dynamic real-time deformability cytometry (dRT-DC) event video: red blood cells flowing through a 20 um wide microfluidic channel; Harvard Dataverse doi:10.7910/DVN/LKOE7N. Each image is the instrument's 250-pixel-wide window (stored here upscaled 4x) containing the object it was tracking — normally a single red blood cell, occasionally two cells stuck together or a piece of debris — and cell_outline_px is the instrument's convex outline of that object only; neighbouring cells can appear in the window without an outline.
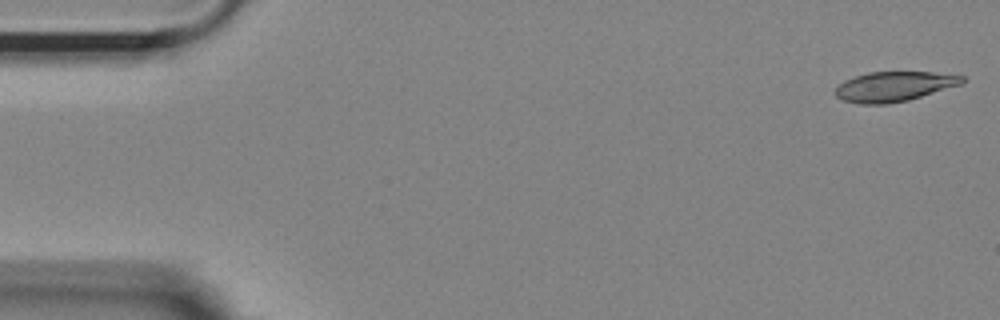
{"species": "Egyptian fruit bat (a non-hibernating species)", "species_latin": "Rousettus aegyptiacus", "temperature_condition": "room temperature", "stored_images_in_passage": 10, "camera_frame_rate_fps": 3000, "um_per_image_px": 0.085, "animal": {"sex": "female"}, "frame": {"image": 1, "passage_image": 1, "time_ms": 0.0, "image_size_px": [1000, 320], "cell_outline_px": [[964, 84], [908, 100], [888, 104], [860, 104], [844, 100], [836, 96], [836, 88], [844, 80], [868, 72], [932, 72], [964, 76]], "centroid_in_image_um": [76.03, 7.35], "position_along_channel_um": 9.0, "area_um2": 22.02}}